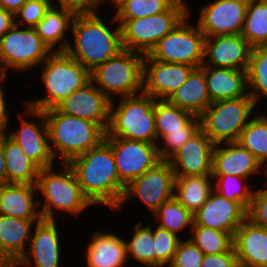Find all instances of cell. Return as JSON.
I'll list each match as a JSON object with an SVG mask.
<instances>
[{
    "label": "cell",
    "instance_id": "obj_1",
    "mask_svg": "<svg viewBox=\"0 0 267 267\" xmlns=\"http://www.w3.org/2000/svg\"><path fill=\"white\" fill-rule=\"evenodd\" d=\"M67 164L72 168L83 194L94 206H107L111 213L117 208L125 187L120 183L111 146L104 139Z\"/></svg>",
    "mask_w": 267,
    "mask_h": 267
},
{
    "label": "cell",
    "instance_id": "obj_2",
    "mask_svg": "<svg viewBox=\"0 0 267 267\" xmlns=\"http://www.w3.org/2000/svg\"><path fill=\"white\" fill-rule=\"evenodd\" d=\"M98 13L75 15L71 28L74 43L70 41L66 49L89 71L123 50L121 26L115 15L109 22L113 25L109 26Z\"/></svg>",
    "mask_w": 267,
    "mask_h": 267
},
{
    "label": "cell",
    "instance_id": "obj_3",
    "mask_svg": "<svg viewBox=\"0 0 267 267\" xmlns=\"http://www.w3.org/2000/svg\"><path fill=\"white\" fill-rule=\"evenodd\" d=\"M60 165L58 169L55 165L39 169L36 187L38 195L43 196V202L41 198L38 200L42 219H57L58 210L76 217L93 206L83 194L72 168L67 163Z\"/></svg>",
    "mask_w": 267,
    "mask_h": 267
},
{
    "label": "cell",
    "instance_id": "obj_4",
    "mask_svg": "<svg viewBox=\"0 0 267 267\" xmlns=\"http://www.w3.org/2000/svg\"><path fill=\"white\" fill-rule=\"evenodd\" d=\"M52 155L58 163L96 147L105 137V131L95 122L71 116L56 108L44 110Z\"/></svg>",
    "mask_w": 267,
    "mask_h": 267
},
{
    "label": "cell",
    "instance_id": "obj_5",
    "mask_svg": "<svg viewBox=\"0 0 267 267\" xmlns=\"http://www.w3.org/2000/svg\"><path fill=\"white\" fill-rule=\"evenodd\" d=\"M38 68L46 93L43 98L24 100V105L34 110L55 108L91 81L90 71L66 51L52 52Z\"/></svg>",
    "mask_w": 267,
    "mask_h": 267
},
{
    "label": "cell",
    "instance_id": "obj_6",
    "mask_svg": "<svg viewBox=\"0 0 267 267\" xmlns=\"http://www.w3.org/2000/svg\"><path fill=\"white\" fill-rule=\"evenodd\" d=\"M156 99L145 93L120 97L111 102L105 137L157 144L154 105Z\"/></svg>",
    "mask_w": 267,
    "mask_h": 267
},
{
    "label": "cell",
    "instance_id": "obj_7",
    "mask_svg": "<svg viewBox=\"0 0 267 267\" xmlns=\"http://www.w3.org/2000/svg\"><path fill=\"white\" fill-rule=\"evenodd\" d=\"M143 58L142 53L123 49L90 71L91 82L111 101L143 93Z\"/></svg>",
    "mask_w": 267,
    "mask_h": 267
},
{
    "label": "cell",
    "instance_id": "obj_8",
    "mask_svg": "<svg viewBox=\"0 0 267 267\" xmlns=\"http://www.w3.org/2000/svg\"><path fill=\"white\" fill-rule=\"evenodd\" d=\"M188 3L176 0L166 11L137 19H116L123 49L148 54L156 43L189 15Z\"/></svg>",
    "mask_w": 267,
    "mask_h": 267
},
{
    "label": "cell",
    "instance_id": "obj_9",
    "mask_svg": "<svg viewBox=\"0 0 267 267\" xmlns=\"http://www.w3.org/2000/svg\"><path fill=\"white\" fill-rule=\"evenodd\" d=\"M257 107L249 94L242 98L213 102L199 116L200 129L215 145L236 142L241 131L254 117L253 112L258 110Z\"/></svg>",
    "mask_w": 267,
    "mask_h": 267
},
{
    "label": "cell",
    "instance_id": "obj_10",
    "mask_svg": "<svg viewBox=\"0 0 267 267\" xmlns=\"http://www.w3.org/2000/svg\"><path fill=\"white\" fill-rule=\"evenodd\" d=\"M51 53L34 28L15 24L0 38V70L4 76L9 70L26 73L38 68Z\"/></svg>",
    "mask_w": 267,
    "mask_h": 267
},
{
    "label": "cell",
    "instance_id": "obj_11",
    "mask_svg": "<svg viewBox=\"0 0 267 267\" xmlns=\"http://www.w3.org/2000/svg\"><path fill=\"white\" fill-rule=\"evenodd\" d=\"M191 14L189 10V15L156 43L147 54L151 59L168 63H184L196 68L203 65L205 35L197 23L194 25L190 23Z\"/></svg>",
    "mask_w": 267,
    "mask_h": 267
},
{
    "label": "cell",
    "instance_id": "obj_12",
    "mask_svg": "<svg viewBox=\"0 0 267 267\" xmlns=\"http://www.w3.org/2000/svg\"><path fill=\"white\" fill-rule=\"evenodd\" d=\"M174 180L172 166L168 161L162 160L125 187L122 200L113 211L114 215L133 197L145 205L153 215L165 201L174 196Z\"/></svg>",
    "mask_w": 267,
    "mask_h": 267
},
{
    "label": "cell",
    "instance_id": "obj_13",
    "mask_svg": "<svg viewBox=\"0 0 267 267\" xmlns=\"http://www.w3.org/2000/svg\"><path fill=\"white\" fill-rule=\"evenodd\" d=\"M19 128H9L6 134L22 148L26 156L39 168H48L56 163L49 144V132L43 111L34 110L23 104ZM36 117L39 121L25 119ZM36 121V122H35Z\"/></svg>",
    "mask_w": 267,
    "mask_h": 267
},
{
    "label": "cell",
    "instance_id": "obj_14",
    "mask_svg": "<svg viewBox=\"0 0 267 267\" xmlns=\"http://www.w3.org/2000/svg\"><path fill=\"white\" fill-rule=\"evenodd\" d=\"M104 140L111 146L120 183L124 187L162 161L157 144L118 137H104Z\"/></svg>",
    "mask_w": 267,
    "mask_h": 267
},
{
    "label": "cell",
    "instance_id": "obj_15",
    "mask_svg": "<svg viewBox=\"0 0 267 267\" xmlns=\"http://www.w3.org/2000/svg\"><path fill=\"white\" fill-rule=\"evenodd\" d=\"M248 2L213 0L200 8L197 24L205 37L241 34Z\"/></svg>",
    "mask_w": 267,
    "mask_h": 267
},
{
    "label": "cell",
    "instance_id": "obj_16",
    "mask_svg": "<svg viewBox=\"0 0 267 267\" xmlns=\"http://www.w3.org/2000/svg\"><path fill=\"white\" fill-rule=\"evenodd\" d=\"M196 67L184 63H168L143 58V93L156 100H168L187 80Z\"/></svg>",
    "mask_w": 267,
    "mask_h": 267
},
{
    "label": "cell",
    "instance_id": "obj_17",
    "mask_svg": "<svg viewBox=\"0 0 267 267\" xmlns=\"http://www.w3.org/2000/svg\"><path fill=\"white\" fill-rule=\"evenodd\" d=\"M57 224V219H41L35 224L28 248L21 257L26 267L61 266V229Z\"/></svg>",
    "mask_w": 267,
    "mask_h": 267
},
{
    "label": "cell",
    "instance_id": "obj_18",
    "mask_svg": "<svg viewBox=\"0 0 267 267\" xmlns=\"http://www.w3.org/2000/svg\"><path fill=\"white\" fill-rule=\"evenodd\" d=\"M215 144L199 129L167 161L174 176H200L212 174Z\"/></svg>",
    "mask_w": 267,
    "mask_h": 267
},
{
    "label": "cell",
    "instance_id": "obj_19",
    "mask_svg": "<svg viewBox=\"0 0 267 267\" xmlns=\"http://www.w3.org/2000/svg\"><path fill=\"white\" fill-rule=\"evenodd\" d=\"M251 50L241 34L205 37L203 65L247 71Z\"/></svg>",
    "mask_w": 267,
    "mask_h": 267
},
{
    "label": "cell",
    "instance_id": "obj_20",
    "mask_svg": "<svg viewBox=\"0 0 267 267\" xmlns=\"http://www.w3.org/2000/svg\"><path fill=\"white\" fill-rule=\"evenodd\" d=\"M247 209L239 202L228 200L215 190L201 208L193 215V226H204L234 236L246 220Z\"/></svg>",
    "mask_w": 267,
    "mask_h": 267
},
{
    "label": "cell",
    "instance_id": "obj_21",
    "mask_svg": "<svg viewBox=\"0 0 267 267\" xmlns=\"http://www.w3.org/2000/svg\"><path fill=\"white\" fill-rule=\"evenodd\" d=\"M111 100L91 81L74 91L55 108L65 114L97 123L105 132L110 119Z\"/></svg>",
    "mask_w": 267,
    "mask_h": 267
},
{
    "label": "cell",
    "instance_id": "obj_22",
    "mask_svg": "<svg viewBox=\"0 0 267 267\" xmlns=\"http://www.w3.org/2000/svg\"><path fill=\"white\" fill-rule=\"evenodd\" d=\"M267 170L258 159L239 142H228L215 145L213 151L211 175H235L252 178L251 175L263 174Z\"/></svg>",
    "mask_w": 267,
    "mask_h": 267
},
{
    "label": "cell",
    "instance_id": "obj_23",
    "mask_svg": "<svg viewBox=\"0 0 267 267\" xmlns=\"http://www.w3.org/2000/svg\"><path fill=\"white\" fill-rule=\"evenodd\" d=\"M239 267H267V228L246 219L233 236Z\"/></svg>",
    "mask_w": 267,
    "mask_h": 267
},
{
    "label": "cell",
    "instance_id": "obj_24",
    "mask_svg": "<svg viewBox=\"0 0 267 267\" xmlns=\"http://www.w3.org/2000/svg\"><path fill=\"white\" fill-rule=\"evenodd\" d=\"M36 192V184L7 183L0 186V214L20 219H42Z\"/></svg>",
    "mask_w": 267,
    "mask_h": 267
},
{
    "label": "cell",
    "instance_id": "obj_25",
    "mask_svg": "<svg viewBox=\"0 0 267 267\" xmlns=\"http://www.w3.org/2000/svg\"><path fill=\"white\" fill-rule=\"evenodd\" d=\"M87 267H124L128 262L125 239L100 230L91 234L86 246Z\"/></svg>",
    "mask_w": 267,
    "mask_h": 267
},
{
    "label": "cell",
    "instance_id": "obj_26",
    "mask_svg": "<svg viewBox=\"0 0 267 267\" xmlns=\"http://www.w3.org/2000/svg\"><path fill=\"white\" fill-rule=\"evenodd\" d=\"M211 102L236 99L248 94L247 71L202 65Z\"/></svg>",
    "mask_w": 267,
    "mask_h": 267
},
{
    "label": "cell",
    "instance_id": "obj_27",
    "mask_svg": "<svg viewBox=\"0 0 267 267\" xmlns=\"http://www.w3.org/2000/svg\"><path fill=\"white\" fill-rule=\"evenodd\" d=\"M75 15L70 10L51 5L33 28L52 52L66 51L70 39L65 36L71 32Z\"/></svg>",
    "mask_w": 267,
    "mask_h": 267
},
{
    "label": "cell",
    "instance_id": "obj_28",
    "mask_svg": "<svg viewBox=\"0 0 267 267\" xmlns=\"http://www.w3.org/2000/svg\"><path fill=\"white\" fill-rule=\"evenodd\" d=\"M40 220L1 215L0 258H21L30 243L34 225Z\"/></svg>",
    "mask_w": 267,
    "mask_h": 267
},
{
    "label": "cell",
    "instance_id": "obj_29",
    "mask_svg": "<svg viewBox=\"0 0 267 267\" xmlns=\"http://www.w3.org/2000/svg\"><path fill=\"white\" fill-rule=\"evenodd\" d=\"M168 101L199 117L212 103L204 71L200 67L195 68Z\"/></svg>",
    "mask_w": 267,
    "mask_h": 267
},
{
    "label": "cell",
    "instance_id": "obj_30",
    "mask_svg": "<svg viewBox=\"0 0 267 267\" xmlns=\"http://www.w3.org/2000/svg\"><path fill=\"white\" fill-rule=\"evenodd\" d=\"M211 174L200 176H175L174 197L193 215L214 190Z\"/></svg>",
    "mask_w": 267,
    "mask_h": 267
},
{
    "label": "cell",
    "instance_id": "obj_31",
    "mask_svg": "<svg viewBox=\"0 0 267 267\" xmlns=\"http://www.w3.org/2000/svg\"><path fill=\"white\" fill-rule=\"evenodd\" d=\"M5 154L7 183L36 184L39 168L7 134L0 135Z\"/></svg>",
    "mask_w": 267,
    "mask_h": 267
},
{
    "label": "cell",
    "instance_id": "obj_32",
    "mask_svg": "<svg viewBox=\"0 0 267 267\" xmlns=\"http://www.w3.org/2000/svg\"><path fill=\"white\" fill-rule=\"evenodd\" d=\"M242 37L252 47H264L267 43V0L248 2Z\"/></svg>",
    "mask_w": 267,
    "mask_h": 267
},
{
    "label": "cell",
    "instance_id": "obj_33",
    "mask_svg": "<svg viewBox=\"0 0 267 267\" xmlns=\"http://www.w3.org/2000/svg\"><path fill=\"white\" fill-rule=\"evenodd\" d=\"M142 224V221L135 223L131 239H125L127 257L143 267H155L153 227Z\"/></svg>",
    "mask_w": 267,
    "mask_h": 267
},
{
    "label": "cell",
    "instance_id": "obj_34",
    "mask_svg": "<svg viewBox=\"0 0 267 267\" xmlns=\"http://www.w3.org/2000/svg\"><path fill=\"white\" fill-rule=\"evenodd\" d=\"M267 170V114L254 115L241 131L238 141Z\"/></svg>",
    "mask_w": 267,
    "mask_h": 267
},
{
    "label": "cell",
    "instance_id": "obj_35",
    "mask_svg": "<svg viewBox=\"0 0 267 267\" xmlns=\"http://www.w3.org/2000/svg\"><path fill=\"white\" fill-rule=\"evenodd\" d=\"M153 216V220L155 219L154 222H157V225L179 237L180 231L182 232L190 228L189 233H191V228L194 224L193 214L180 204L174 196L165 201Z\"/></svg>",
    "mask_w": 267,
    "mask_h": 267
},
{
    "label": "cell",
    "instance_id": "obj_36",
    "mask_svg": "<svg viewBox=\"0 0 267 267\" xmlns=\"http://www.w3.org/2000/svg\"><path fill=\"white\" fill-rule=\"evenodd\" d=\"M247 87L248 94L256 105L261 99H267V49L264 47H252L247 69Z\"/></svg>",
    "mask_w": 267,
    "mask_h": 267
},
{
    "label": "cell",
    "instance_id": "obj_37",
    "mask_svg": "<svg viewBox=\"0 0 267 267\" xmlns=\"http://www.w3.org/2000/svg\"><path fill=\"white\" fill-rule=\"evenodd\" d=\"M157 143L169 131L182 130L194 116L191 112L171 104L168 100H156L154 105Z\"/></svg>",
    "mask_w": 267,
    "mask_h": 267
},
{
    "label": "cell",
    "instance_id": "obj_38",
    "mask_svg": "<svg viewBox=\"0 0 267 267\" xmlns=\"http://www.w3.org/2000/svg\"><path fill=\"white\" fill-rule=\"evenodd\" d=\"M189 238L204 254L224 253L233 247L229 233L209 227L193 226Z\"/></svg>",
    "mask_w": 267,
    "mask_h": 267
},
{
    "label": "cell",
    "instance_id": "obj_39",
    "mask_svg": "<svg viewBox=\"0 0 267 267\" xmlns=\"http://www.w3.org/2000/svg\"><path fill=\"white\" fill-rule=\"evenodd\" d=\"M214 180V190L224 198L241 203L248 208L254 194V186H249V179L235 175H211ZM247 182V183H245ZM252 186V187H251Z\"/></svg>",
    "mask_w": 267,
    "mask_h": 267
},
{
    "label": "cell",
    "instance_id": "obj_40",
    "mask_svg": "<svg viewBox=\"0 0 267 267\" xmlns=\"http://www.w3.org/2000/svg\"><path fill=\"white\" fill-rule=\"evenodd\" d=\"M176 0H125L115 10L116 19H137L166 11Z\"/></svg>",
    "mask_w": 267,
    "mask_h": 267
},
{
    "label": "cell",
    "instance_id": "obj_41",
    "mask_svg": "<svg viewBox=\"0 0 267 267\" xmlns=\"http://www.w3.org/2000/svg\"><path fill=\"white\" fill-rule=\"evenodd\" d=\"M200 129V118L193 116L182 130L169 131L157 143L158 154L162 160H168L180 147H182ZM161 144V145H160ZM164 147H163V146ZM162 146V147H161Z\"/></svg>",
    "mask_w": 267,
    "mask_h": 267
},
{
    "label": "cell",
    "instance_id": "obj_42",
    "mask_svg": "<svg viewBox=\"0 0 267 267\" xmlns=\"http://www.w3.org/2000/svg\"><path fill=\"white\" fill-rule=\"evenodd\" d=\"M155 226V228L153 227L155 267H167L172 261L183 235L179 237L156 223Z\"/></svg>",
    "mask_w": 267,
    "mask_h": 267
},
{
    "label": "cell",
    "instance_id": "obj_43",
    "mask_svg": "<svg viewBox=\"0 0 267 267\" xmlns=\"http://www.w3.org/2000/svg\"><path fill=\"white\" fill-rule=\"evenodd\" d=\"M204 253L191 241L182 238L175 255L167 267H201Z\"/></svg>",
    "mask_w": 267,
    "mask_h": 267
},
{
    "label": "cell",
    "instance_id": "obj_44",
    "mask_svg": "<svg viewBox=\"0 0 267 267\" xmlns=\"http://www.w3.org/2000/svg\"><path fill=\"white\" fill-rule=\"evenodd\" d=\"M51 5V0H28L15 13V24L33 28L44 17Z\"/></svg>",
    "mask_w": 267,
    "mask_h": 267
},
{
    "label": "cell",
    "instance_id": "obj_45",
    "mask_svg": "<svg viewBox=\"0 0 267 267\" xmlns=\"http://www.w3.org/2000/svg\"><path fill=\"white\" fill-rule=\"evenodd\" d=\"M267 184V181L266 183ZM246 219L257 226L267 228V188L254 191L247 208Z\"/></svg>",
    "mask_w": 267,
    "mask_h": 267
},
{
    "label": "cell",
    "instance_id": "obj_46",
    "mask_svg": "<svg viewBox=\"0 0 267 267\" xmlns=\"http://www.w3.org/2000/svg\"><path fill=\"white\" fill-rule=\"evenodd\" d=\"M51 0L53 6L70 10L75 14H92L99 12L100 4H105L102 0Z\"/></svg>",
    "mask_w": 267,
    "mask_h": 267
},
{
    "label": "cell",
    "instance_id": "obj_47",
    "mask_svg": "<svg viewBox=\"0 0 267 267\" xmlns=\"http://www.w3.org/2000/svg\"><path fill=\"white\" fill-rule=\"evenodd\" d=\"M201 267H239L234 247L224 253L204 254Z\"/></svg>",
    "mask_w": 267,
    "mask_h": 267
},
{
    "label": "cell",
    "instance_id": "obj_48",
    "mask_svg": "<svg viewBox=\"0 0 267 267\" xmlns=\"http://www.w3.org/2000/svg\"><path fill=\"white\" fill-rule=\"evenodd\" d=\"M7 79V76H3L0 79V135L6 134L8 132L9 123H10V112L7 110L8 104H6V96L5 91H3V85L6 84L5 80ZM5 82V83H4ZM5 96V97H4ZM9 112V113H8Z\"/></svg>",
    "mask_w": 267,
    "mask_h": 267
},
{
    "label": "cell",
    "instance_id": "obj_49",
    "mask_svg": "<svg viewBox=\"0 0 267 267\" xmlns=\"http://www.w3.org/2000/svg\"><path fill=\"white\" fill-rule=\"evenodd\" d=\"M15 25V14L0 7V38Z\"/></svg>",
    "mask_w": 267,
    "mask_h": 267
},
{
    "label": "cell",
    "instance_id": "obj_50",
    "mask_svg": "<svg viewBox=\"0 0 267 267\" xmlns=\"http://www.w3.org/2000/svg\"><path fill=\"white\" fill-rule=\"evenodd\" d=\"M28 0H0V7L16 13Z\"/></svg>",
    "mask_w": 267,
    "mask_h": 267
},
{
    "label": "cell",
    "instance_id": "obj_51",
    "mask_svg": "<svg viewBox=\"0 0 267 267\" xmlns=\"http://www.w3.org/2000/svg\"><path fill=\"white\" fill-rule=\"evenodd\" d=\"M7 184V173L5 165V154L3 146L0 143V186Z\"/></svg>",
    "mask_w": 267,
    "mask_h": 267
},
{
    "label": "cell",
    "instance_id": "obj_52",
    "mask_svg": "<svg viewBox=\"0 0 267 267\" xmlns=\"http://www.w3.org/2000/svg\"><path fill=\"white\" fill-rule=\"evenodd\" d=\"M26 267L21 258H0V267Z\"/></svg>",
    "mask_w": 267,
    "mask_h": 267
},
{
    "label": "cell",
    "instance_id": "obj_53",
    "mask_svg": "<svg viewBox=\"0 0 267 267\" xmlns=\"http://www.w3.org/2000/svg\"><path fill=\"white\" fill-rule=\"evenodd\" d=\"M123 1H125V0H102V2H105L106 4L110 3L112 6L115 7L114 9H116Z\"/></svg>",
    "mask_w": 267,
    "mask_h": 267
},
{
    "label": "cell",
    "instance_id": "obj_54",
    "mask_svg": "<svg viewBox=\"0 0 267 267\" xmlns=\"http://www.w3.org/2000/svg\"><path fill=\"white\" fill-rule=\"evenodd\" d=\"M4 75L2 74L1 70H0V79L3 77Z\"/></svg>",
    "mask_w": 267,
    "mask_h": 267
}]
</instances>
